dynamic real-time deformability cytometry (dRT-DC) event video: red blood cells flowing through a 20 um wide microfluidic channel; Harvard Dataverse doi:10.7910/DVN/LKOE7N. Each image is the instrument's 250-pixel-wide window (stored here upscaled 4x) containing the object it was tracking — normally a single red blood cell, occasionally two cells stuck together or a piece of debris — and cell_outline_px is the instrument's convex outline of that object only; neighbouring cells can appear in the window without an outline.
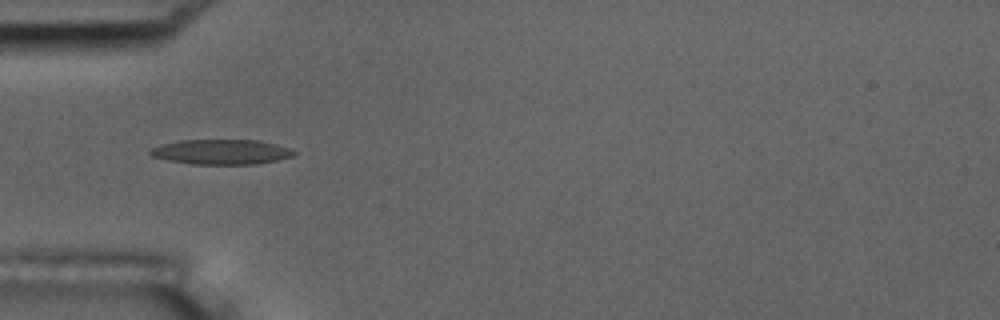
{"species": "common noctule bat (a hibernating species)", "species_latin": "Nyctalus noctula", "temperature_condition": "room temperature", "stored_images_in_passage": 16, "camera_frame_rate_fps": 3000, "um_per_image_px": 0.085, "animal": {"sex": "male", "body_mass_g": 17.5, "forearm_length_mm": 52.3}, "frame": {"image": 1, "passage_image": 5, "time_ms": 5.333, "image_size_px": [1000, 320], "cell_outline_px": [[296, 152], [292, 156], [276, 160], [256, 164], [192, 164], [168, 160], [152, 156], [148, 152], [152, 148], [160, 144], [180, 140], [256, 140], [276, 144], [288, 148]], "centroid_in_image_um": [18.77, 12.91], "position_along_channel_um": 66.2, "area_um2": 20.75}, "authors_computed_cell_mechanics": {"area_um2": 19.6809, "velocity_mm_per_s": 3.5584, "shape_relaxation_time_tau1_ms": 5.084, "shape_relaxation_time_tau2_ms": 1.9203, "deformation_change_tau1": 0.1669, "deformation_change_tau2": 0.1115}}